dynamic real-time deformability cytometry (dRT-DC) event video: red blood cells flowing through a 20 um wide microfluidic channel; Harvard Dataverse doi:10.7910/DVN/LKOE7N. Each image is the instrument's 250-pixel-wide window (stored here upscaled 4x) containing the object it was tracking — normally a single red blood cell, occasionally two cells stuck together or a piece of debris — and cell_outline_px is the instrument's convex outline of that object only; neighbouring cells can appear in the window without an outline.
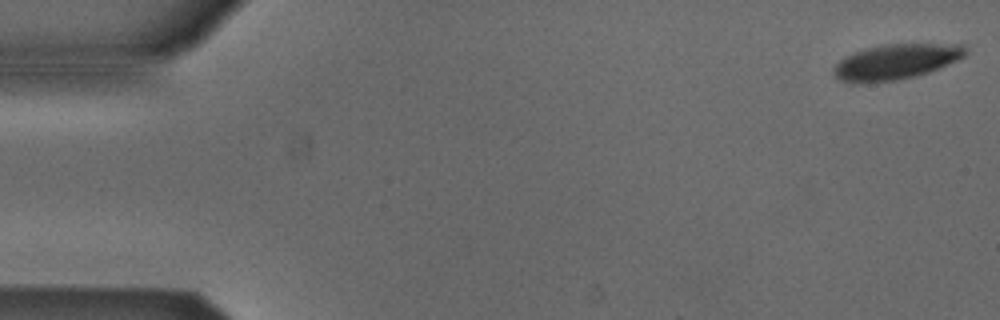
{"species": "Egyptian fruit bat (a non-hibernating species)", "species_latin": "Rousettus aegyptiacus", "temperature_condition": "cold", "stored_images_in_passage": 42, "camera_frame_rate_fps": 3000, "um_per_image_px": 0.085, "animal": {"sex": "male"}, "frame": {"image": 1, "passage_image": 1, "time_ms": 0.0, "image_size_px": [1000, 320], "cell_outline_px": [[968, 52], [964, 56], [956, 60], [928, 72], [896, 80], [856, 84], [852, 84], [840, 80], [832, 72], [832, 68], [844, 56], [868, 48], [884, 44], [964, 44], [968, 48]], "centroid_in_image_um": [76.12, 5.25], "position_along_channel_um": 8.9, "area_um2": 26.99}}
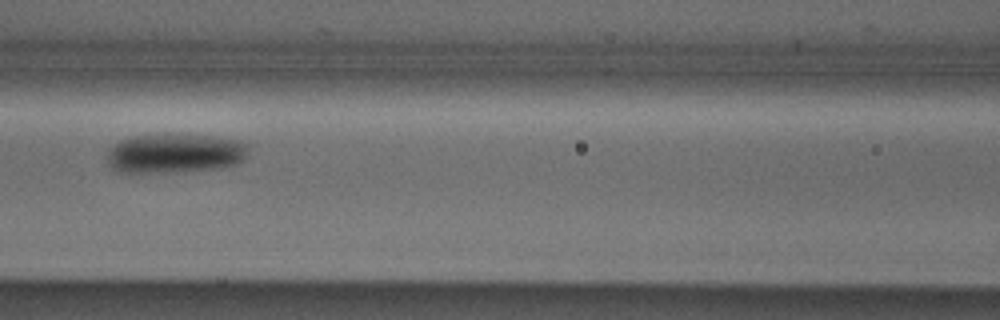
{"frame": {"image": 2, "passage_image": 23, "time_ms": 7.333, "image_size_px": [1000, 320], "cell_outline_px": [[248, 152], [244, 160], [236, 164], [220, 168], [168, 172], [116, 172], [104, 160], [112, 144], [120, 140], [132, 136], [164, 132], [172, 132], [212, 136], [240, 140], [248, 144]], "centroid_in_image_um": [14.83, 12.99], "position_along_channel_um": 151.8, "area_um2": 33.52}}
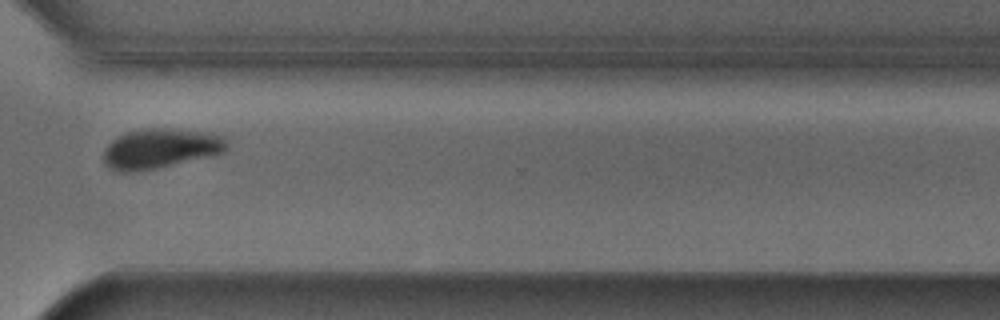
{"frame": {"image": 3, "passage_image": 39, "time_ms": 12.667, "image_size_px": [1000, 320], "cell_outline_px": [[228, 148], [224, 152], [156, 168], [132, 172], [116, 172], [108, 168], [104, 164], [104, 148], [116, 136], [128, 132], [144, 128], [176, 128], [212, 132], [228, 136]], "centroid_in_image_um": [13.65, 12.6], "position_along_channel_um": 356.9, "area_um2": 29.07}}